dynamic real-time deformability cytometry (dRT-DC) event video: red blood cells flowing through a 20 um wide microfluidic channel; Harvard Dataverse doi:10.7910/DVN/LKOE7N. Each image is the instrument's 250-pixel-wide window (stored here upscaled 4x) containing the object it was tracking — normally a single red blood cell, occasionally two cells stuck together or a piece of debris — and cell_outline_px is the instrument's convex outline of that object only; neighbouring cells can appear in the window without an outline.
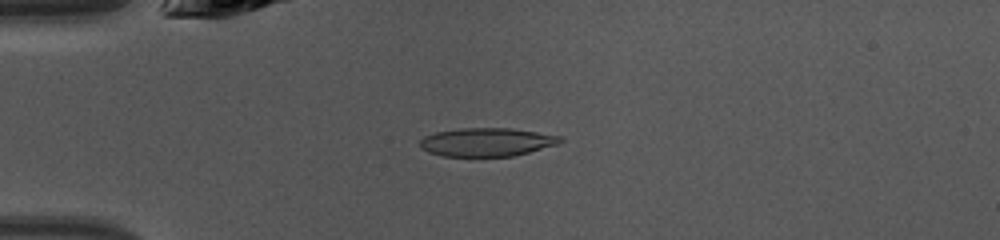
{"species": "common noctule bat (a hibernating species)", "species_latin": "Nyctalus noctula", "temperature_condition": "warm", "stored_images_in_passage": 44, "camera_frame_rate_fps": 3000, "um_per_image_px": 0.085, "animal": {"sex": "female", "body_mass_g": 10.0, "forearm_length_mm": 53.1}, "frame": {"image": 1, "passage_image": 10, "time_ms": 3.0, "image_size_px": [1000, 240], "cell_outline_px": [[564, 140], [560, 144], [512, 156], [440, 156], [428, 152], [420, 148], [420, 140], [424, 136], [436, 132], [460, 128], [512, 128], [560, 136]], "centroid_in_image_um": [41.36, 12.07], "position_along_channel_um": 43.6, "area_um2": 23.29}}
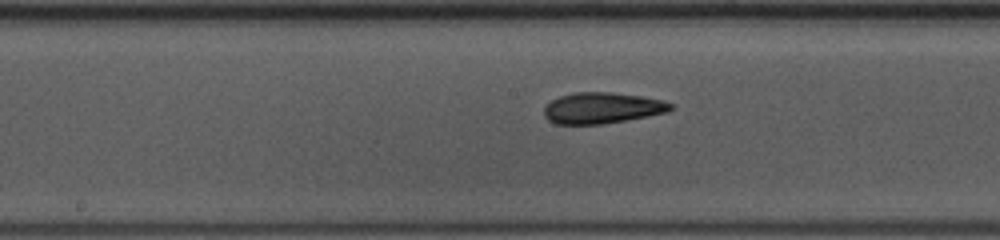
{"frame": {"image": 2, "passage_image": 22, "time_ms": 7.0, "image_size_px": [1000, 240], "cell_outline_px": [[676, 108], [668, 112], [628, 120], [600, 124], [556, 124], [548, 120], [544, 116], [544, 108], [552, 100], [560, 96], [576, 92], [612, 92], [640, 96], [664, 100], [672, 104]], "centroid_in_image_um": [51.21, 9.18], "position_along_channel_um": 197.0, "area_um2": 23.0}}
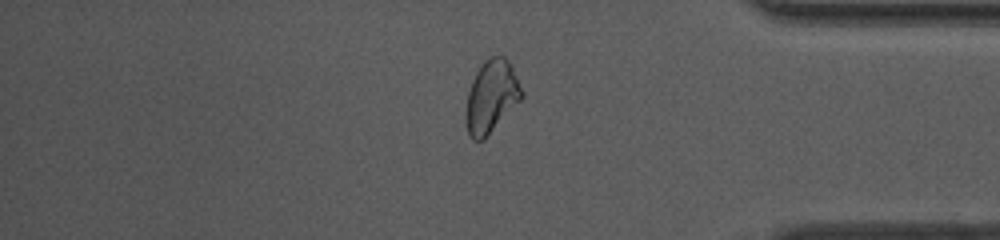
{"frame": {"image": 3, "passage_image": 37, "time_ms": 12.0, "image_size_px": [1000, 240], "cell_outline_px": [[524, 96], [484, 140], [472, 140], [468, 136], [464, 116], [468, 92], [472, 80], [476, 72], [484, 60], [492, 56], [504, 56], [512, 64], [524, 92]], "centroid_in_image_um": [41.76, 8.21], "position_along_channel_um": 393.4, "area_um2": 23.93}, "authors_computed_cell_mechanics": {"area_um2": 23.3512, "velocity_mm_per_s": 4.2935, "shape_relaxation_time_tau1_ms": 5.4543, "shape_relaxation_time_tau2_ms": 2.7959, "deformation_change_tau1": 0.192, "deformation_change_tau2": 0.0799}}